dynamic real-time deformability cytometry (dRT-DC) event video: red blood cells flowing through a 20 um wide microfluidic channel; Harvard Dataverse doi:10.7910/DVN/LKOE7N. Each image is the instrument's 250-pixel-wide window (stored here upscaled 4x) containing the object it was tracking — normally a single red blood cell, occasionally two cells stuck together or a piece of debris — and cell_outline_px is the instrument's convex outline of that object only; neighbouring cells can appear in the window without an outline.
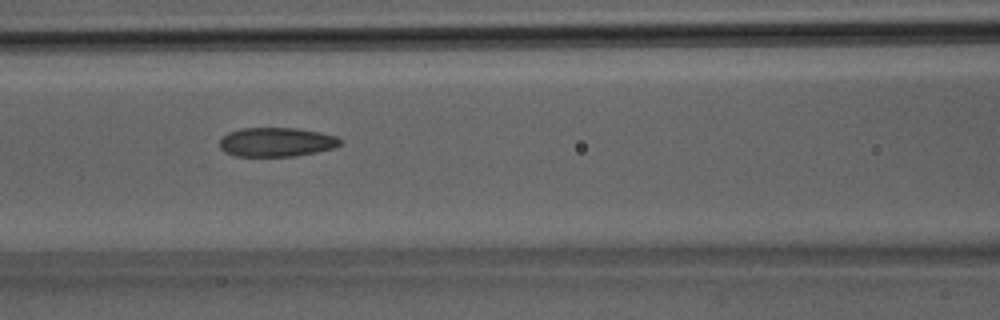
{"species": "Egyptian fruit bat (a non-hibernating species)", "species_latin": "Rousettus aegyptiacus", "temperature_condition": "room temperature", "stored_images_in_passage": 33, "camera_frame_rate_fps": 3000, "um_per_image_px": 0.085, "animal": {"sex": "male"}, "frame": {"image": 1, "passage_image": 12, "time_ms": 3.667, "image_size_px": [1000, 320], "cell_outline_px": [[344, 140], [340, 144], [332, 148], [316, 152], [296, 156], [236, 156], [224, 152], [220, 148], [220, 140], [228, 132], [240, 128], [296, 128], [320, 132], [336, 136]], "centroid_in_image_um": [23.5, 12.07], "position_along_channel_um": 143.1, "area_um2": 20.52}}
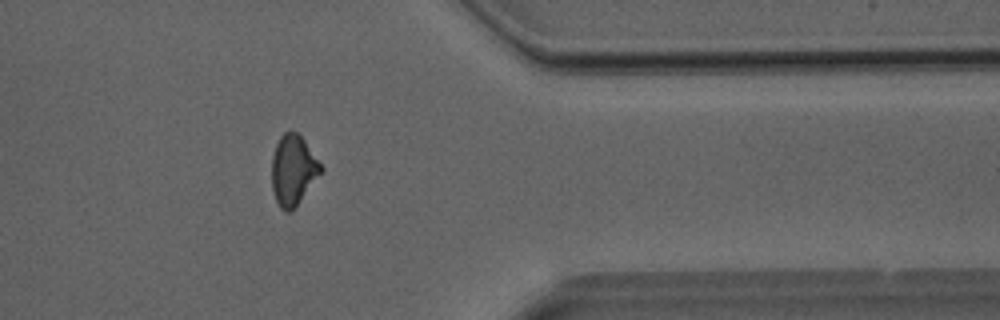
{"frame": {"image": 2, "passage_image": 26, "time_ms": 8.333, "image_size_px": [1000, 320], "cell_outline_px": [[324, 168], [296, 204], [288, 212], [284, 212], [280, 208], [276, 200], [272, 188], [272, 156], [276, 144], [280, 136], [284, 132], [296, 132], [304, 140]], "centroid_in_image_um": [24.89, 14.43], "position_along_channel_um": 386.5, "area_um2": 19.54}}
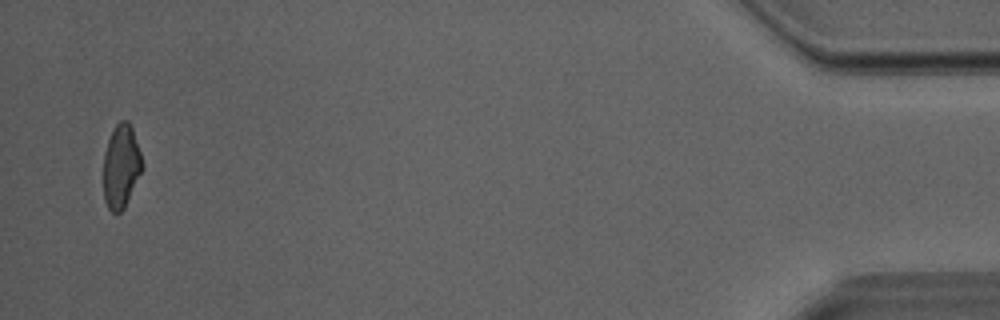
{"frame": {"image": 3, "passage_image": 32, "time_ms": 10.333, "image_size_px": [1000, 320], "cell_outline_px": [[144, 168], [124, 208], [120, 212], [112, 212], [108, 208], [104, 200], [104, 152], [108, 140], [116, 124], [120, 120], [128, 120], [132, 128], [144, 164]], "centroid_in_image_um": [10.31, 14.14], "position_along_channel_um": 424.9, "area_um2": 18.9}}